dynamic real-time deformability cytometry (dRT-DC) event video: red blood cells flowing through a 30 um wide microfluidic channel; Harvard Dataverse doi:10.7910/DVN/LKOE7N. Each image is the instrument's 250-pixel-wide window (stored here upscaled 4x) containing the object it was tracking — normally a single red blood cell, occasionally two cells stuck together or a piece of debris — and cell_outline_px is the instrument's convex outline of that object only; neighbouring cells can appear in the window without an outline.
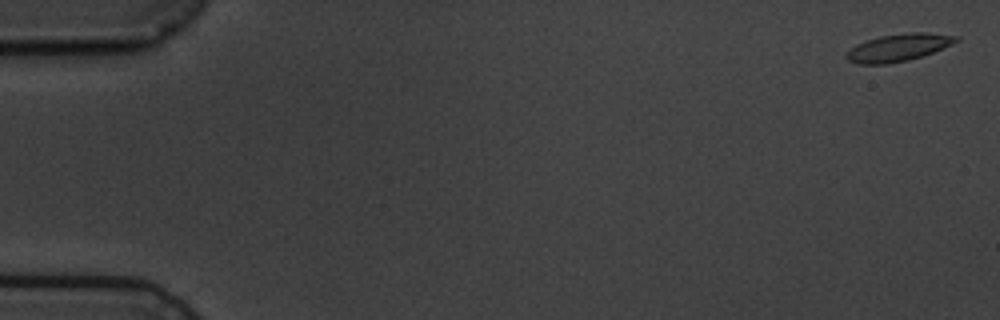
{"species": "common noctule bat (a hibernating species)", "species_latin": "Nyctalus noctula", "temperature_condition": "cold", "stored_images_in_passage": 8, "camera_frame_rate_fps": 3000, "um_per_image_px": 0.085, "animal": {"sex": "male", "body_mass_g": 19.5, "forearm_length_mm": 54.6}, "frame": {"image": 1, "passage_image": 1, "time_ms": 0.0, "image_size_px": [1000, 320], "cell_outline_px": [[960, 40], [952, 44], [932, 52], [908, 60], [888, 64], [860, 64], [848, 60], [844, 56], [856, 44], [880, 36], [908, 32], [928, 32], [960, 36]], "centroid_in_image_um": [76.39, 4.03], "position_along_channel_um": 8.6, "area_um2": 17.4}}
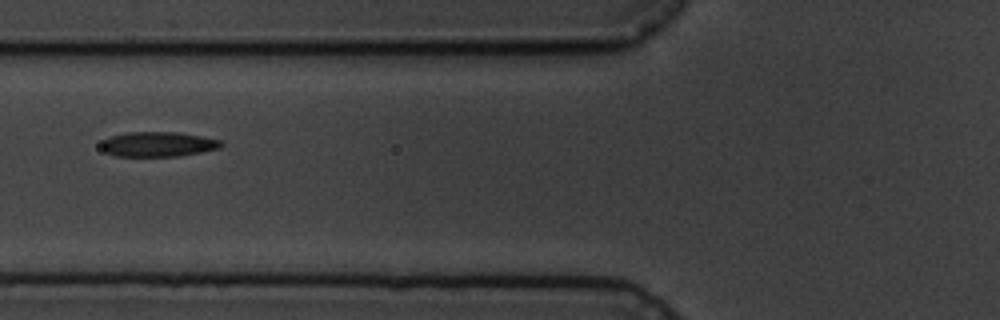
{"frame": {"image": 2, "passage_image": 7, "time_ms": 7.0, "image_size_px": [1000, 320], "cell_outline_px": [[224, 144], [220, 148], [200, 152], [176, 156], [116, 156], [104, 152], [100, 148], [100, 144], [104, 140], [112, 136], [128, 132], [176, 132], [200, 136], [220, 140]], "centroid_in_image_um": [13.4, 12.26], "position_along_channel_um": 112.4, "area_um2": 17.28}}
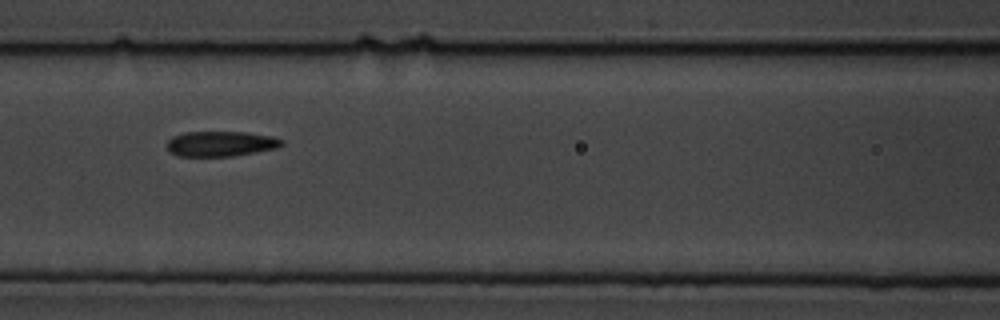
{"frame": {"image": 3, "passage_image": 8, "time_ms": 8.0, "image_size_px": [1000, 320], "cell_outline_px": [[284, 144], [276, 148], [256, 152], [232, 156], [176, 156], [168, 152], [168, 140], [172, 136], [184, 132], [244, 132], [272, 136], [284, 140]], "centroid_in_image_um": [18.75, 12.22], "position_along_channel_um": 147.9, "area_um2": 16.94}}